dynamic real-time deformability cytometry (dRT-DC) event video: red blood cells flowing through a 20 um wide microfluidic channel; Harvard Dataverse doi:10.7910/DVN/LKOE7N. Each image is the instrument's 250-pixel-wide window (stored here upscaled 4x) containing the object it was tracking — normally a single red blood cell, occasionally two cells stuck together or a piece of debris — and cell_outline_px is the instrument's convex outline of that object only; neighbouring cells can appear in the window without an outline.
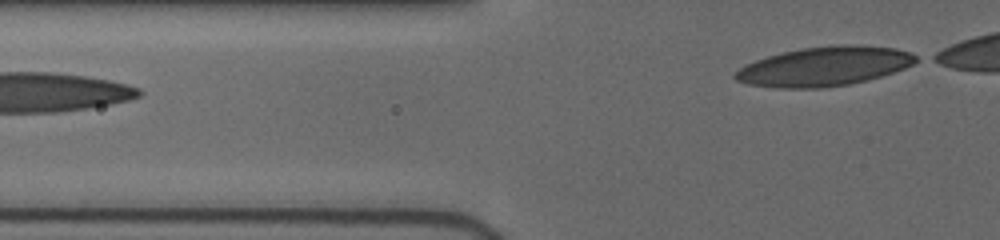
{"species": "human", "species_latin": "Homo sapiens", "temperature_condition": "cold", "stored_images_in_passage": 7, "segment_of_instrument_passage": [2, 2], "camera_frame_rate_fps": 3000, "um_per_image_px": 0.085, "donor": {"sex": "female"}, "frame": {"image": 1, "passage_image": 7, "time_ms": 3.333, "image_size_px": [1000, 240], "cell_outline_px": [[920, 60], [904, 68], [868, 80], [848, 84], [824, 88], [776, 88], [748, 84], [736, 80], [732, 76], [744, 64], [768, 56], [800, 48], [832, 44], [856, 44], [896, 48], [908, 52], [916, 56]], "centroid_in_image_um": [70.05, 5.63], "position_along_channel_um": 55.7, "area_um2": 41.5}}